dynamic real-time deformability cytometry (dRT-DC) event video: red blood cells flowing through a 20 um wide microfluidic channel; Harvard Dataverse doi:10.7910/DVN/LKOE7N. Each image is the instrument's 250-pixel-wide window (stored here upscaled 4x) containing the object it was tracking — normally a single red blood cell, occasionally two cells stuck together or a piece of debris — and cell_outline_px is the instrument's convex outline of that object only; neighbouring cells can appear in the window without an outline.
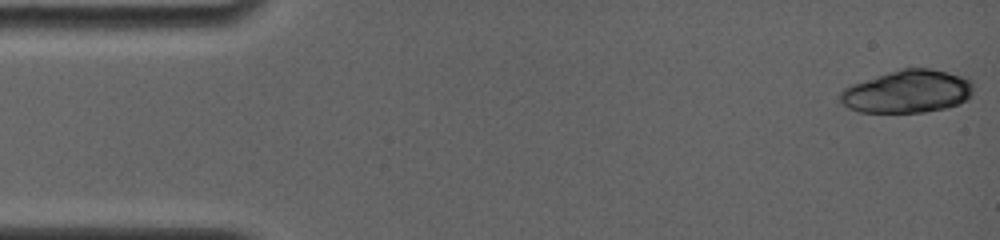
{"species": "common noctule bat (a hibernating species)", "species_latin": "Nyctalus noctula", "temperature_condition": "room temperature", "stored_images_in_passage": 3, "camera_frame_rate_fps": 4000, "um_per_image_px": 0.085, "animal": {"sex": "female", "body_mass_g": 19.0, "forearm_length_mm": 56.7}, "frame": {"image": 1, "passage_image": 1, "time_ms": 0.0, "image_size_px": [1000, 240], "cell_outline_px": [[972, 96], [948, 108], [924, 112], [860, 112], [848, 108], [840, 100], [840, 92], [844, 88], [852, 84], [900, 68], [932, 68], [948, 72], [972, 80]], "centroid_in_image_um": [77.14, 7.77], "position_along_channel_um": 7.9, "area_um2": 33.18}}